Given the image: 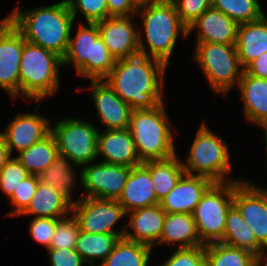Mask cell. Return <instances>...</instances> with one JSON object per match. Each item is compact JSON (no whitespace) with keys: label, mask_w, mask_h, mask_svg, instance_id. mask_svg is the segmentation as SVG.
Here are the masks:
<instances>
[{"label":"cell","mask_w":267,"mask_h":266,"mask_svg":"<svg viewBox=\"0 0 267 266\" xmlns=\"http://www.w3.org/2000/svg\"><path fill=\"white\" fill-rule=\"evenodd\" d=\"M167 67L162 61L139 53L116 60L104 80L133 110L153 109L164 104Z\"/></svg>","instance_id":"1"},{"label":"cell","mask_w":267,"mask_h":266,"mask_svg":"<svg viewBox=\"0 0 267 266\" xmlns=\"http://www.w3.org/2000/svg\"><path fill=\"white\" fill-rule=\"evenodd\" d=\"M6 18L27 42L41 46L63 59L75 21L66 0L28 11L15 7Z\"/></svg>","instance_id":"2"},{"label":"cell","mask_w":267,"mask_h":266,"mask_svg":"<svg viewBox=\"0 0 267 266\" xmlns=\"http://www.w3.org/2000/svg\"><path fill=\"white\" fill-rule=\"evenodd\" d=\"M137 14L141 15L145 34L143 38L142 31H139L140 54L158 59L170 66V58L179 35L184 38L188 36V28L181 21L175 4L168 0L161 4L141 7L138 8Z\"/></svg>","instance_id":"3"},{"label":"cell","mask_w":267,"mask_h":266,"mask_svg":"<svg viewBox=\"0 0 267 266\" xmlns=\"http://www.w3.org/2000/svg\"><path fill=\"white\" fill-rule=\"evenodd\" d=\"M167 114L165 103L153 109L132 110L129 130L142 162L165 160L177 154Z\"/></svg>","instance_id":"4"},{"label":"cell","mask_w":267,"mask_h":266,"mask_svg":"<svg viewBox=\"0 0 267 266\" xmlns=\"http://www.w3.org/2000/svg\"><path fill=\"white\" fill-rule=\"evenodd\" d=\"M61 65L63 66L62 58L57 54L24 39L20 60L19 95L38 102L53 96L59 87Z\"/></svg>","instance_id":"5"},{"label":"cell","mask_w":267,"mask_h":266,"mask_svg":"<svg viewBox=\"0 0 267 266\" xmlns=\"http://www.w3.org/2000/svg\"><path fill=\"white\" fill-rule=\"evenodd\" d=\"M78 26L76 35L69 39L62 64L73 65L81 77L103 80L111 72L116 60L100 38L97 23H80Z\"/></svg>","instance_id":"6"},{"label":"cell","mask_w":267,"mask_h":266,"mask_svg":"<svg viewBox=\"0 0 267 266\" xmlns=\"http://www.w3.org/2000/svg\"><path fill=\"white\" fill-rule=\"evenodd\" d=\"M226 144L203 122L195 134L187 159L182 161L185 173L204 176L213 182L241 181L225 178L232 171L231 155Z\"/></svg>","instance_id":"7"},{"label":"cell","mask_w":267,"mask_h":266,"mask_svg":"<svg viewBox=\"0 0 267 266\" xmlns=\"http://www.w3.org/2000/svg\"><path fill=\"white\" fill-rule=\"evenodd\" d=\"M193 59L214 93L226 96L232 87L238 86L244 69L240 68L236 45L196 42Z\"/></svg>","instance_id":"8"},{"label":"cell","mask_w":267,"mask_h":266,"mask_svg":"<svg viewBox=\"0 0 267 266\" xmlns=\"http://www.w3.org/2000/svg\"><path fill=\"white\" fill-rule=\"evenodd\" d=\"M232 206L233 181L214 182L203 194L192 213L203 245L223 240L227 213Z\"/></svg>","instance_id":"9"},{"label":"cell","mask_w":267,"mask_h":266,"mask_svg":"<svg viewBox=\"0 0 267 266\" xmlns=\"http://www.w3.org/2000/svg\"><path fill=\"white\" fill-rule=\"evenodd\" d=\"M98 131L92 122L72 117L63 118L51 126L59 154L69 158L77 167L97 160Z\"/></svg>","instance_id":"10"},{"label":"cell","mask_w":267,"mask_h":266,"mask_svg":"<svg viewBox=\"0 0 267 266\" xmlns=\"http://www.w3.org/2000/svg\"><path fill=\"white\" fill-rule=\"evenodd\" d=\"M72 214L80 231L125 235L127 225H123L121 231L114 230L115 224L127 216L117 200L82 197L72 203Z\"/></svg>","instance_id":"11"},{"label":"cell","mask_w":267,"mask_h":266,"mask_svg":"<svg viewBox=\"0 0 267 266\" xmlns=\"http://www.w3.org/2000/svg\"><path fill=\"white\" fill-rule=\"evenodd\" d=\"M94 163L83 165L80 171V182L86 193L76 200L82 197L118 200L131 168L103 161Z\"/></svg>","instance_id":"12"},{"label":"cell","mask_w":267,"mask_h":266,"mask_svg":"<svg viewBox=\"0 0 267 266\" xmlns=\"http://www.w3.org/2000/svg\"><path fill=\"white\" fill-rule=\"evenodd\" d=\"M250 181H233V205L267 249V190Z\"/></svg>","instance_id":"13"},{"label":"cell","mask_w":267,"mask_h":266,"mask_svg":"<svg viewBox=\"0 0 267 266\" xmlns=\"http://www.w3.org/2000/svg\"><path fill=\"white\" fill-rule=\"evenodd\" d=\"M23 35L5 17L0 20V87L13 99L19 95Z\"/></svg>","instance_id":"14"},{"label":"cell","mask_w":267,"mask_h":266,"mask_svg":"<svg viewBox=\"0 0 267 266\" xmlns=\"http://www.w3.org/2000/svg\"><path fill=\"white\" fill-rule=\"evenodd\" d=\"M134 16L108 17L97 23L100 38L115 60L138 55L139 31L131 19Z\"/></svg>","instance_id":"15"},{"label":"cell","mask_w":267,"mask_h":266,"mask_svg":"<svg viewBox=\"0 0 267 266\" xmlns=\"http://www.w3.org/2000/svg\"><path fill=\"white\" fill-rule=\"evenodd\" d=\"M11 156L40 142L51 133L47 117L37 113L17 114L1 132Z\"/></svg>","instance_id":"16"},{"label":"cell","mask_w":267,"mask_h":266,"mask_svg":"<svg viewBox=\"0 0 267 266\" xmlns=\"http://www.w3.org/2000/svg\"><path fill=\"white\" fill-rule=\"evenodd\" d=\"M97 117L104 124L106 130L126 129L130 125L132 108L124 102L103 80H89Z\"/></svg>","instance_id":"17"},{"label":"cell","mask_w":267,"mask_h":266,"mask_svg":"<svg viewBox=\"0 0 267 266\" xmlns=\"http://www.w3.org/2000/svg\"><path fill=\"white\" fill-rule=\"evenodd\" d=\"M213 183L207 177L185 173L159 204L166 213L192 214L203 194Z\"/></svg>","instance_id":"18"},{"label":"cell","mask_w":267,"mask_h":266,"mask_svg":"<svg viewBox=\"0 0 267 266\" xmlns=\"http://www.w3.org/2000/svg\"><path fill=\"white\" fill-rule=\"evenodd\" d=\"M97 151L98 157H103V162L129 168L142 163L129 128L105 130L102 133L98 131Z\"/></svg>","instance_id":"19"},{"label":"cell","mask_w":267,"mask_h":266,"mask_svg":"<svg viewBox=\"0 0 267 266\" xmlns=\"http://www.w3.org/2000/svg\"><path fill=\"white\" fill-rule=\"evenodd\" d=\"M187 28L188 36L197 28L196 42L236 45L238 24L212 7L204 11Z\"/></svg>","instance_id":"20"},{"label":"cell","mask_w":267,"mask_h":266,"mask_svg":"<svg viewBox=\"0 0 267 266\" xmlns=\"http://www.w3.org/2000/svg\"><path fill=\"white\" fill-rule=\"evenodd\" d=\"M127 214L130 215L128 224L133 230L127 228L124 238L154 248L161 238L166 215L160 204L135 209Z\"/></svg>","instance_id":"21"},{"label":"cell","mask_w":267,"mask_h":266,"mask_svg":"<svg viewBox=\"0 0 267 266\" xmlns=\"http://www.w3.org/2000/svg\"><path fill=\"white\" fill-rule=\"evenodd\" d=\"M117 201L126 213L160 203L149 170L142 163L131 168L123 192Z\"/></svg>","instance_id":"22"},{"label":"cell","mask_w":267,"mask_h":266,"mask_svg":"<svg viewBox=\"0 0 267 266\" xmlns=\"http://www.w3.org/2000/svg\"><path fill=\"white\" fill-rule=\"evenodd\" d=\"M236 50L241 68L267 52V16L238 25Z\"/></svg>","instance_id":"23"},{"label":"cell","mask_w":267,"mask_h":266,"mask_svg":"<svg viewBox=\"0 0 267 266\" xmlns=\"http://www.w3.org/2000/svg\"><path fill=\"white\" fill-rule=\"evenodd\" d=\"M72 213V202L49 184L39 182L27 208L19 215L61 219Z\"/></svg>","instance_id":"24"},{"label":"cell","mask_w":267,"mask_h":266,"mask_svg":"<svg viewBox=\"0 0 267 266\" xmlns=\"http://www.w3.org/2000/svg\"><path fill=\"white\" fill-rule=\"evenodd\" d=\"M238 87L246 119L255 125L267 121V79L243 71Z\"/></svg>","instance_id":"25"},{"label":"cell","mask_w":267,"mask_h":266,"mask_svg":"<svg viewBox=\"0 0 267 266\" xmlns=\"http://www.w3.org/2000/svg\"><path fill=\"white\" fill-rule=\"evenodd\" d=\"M179 244L177 248L203 246L200 242L193 214L166 213L164 226L158 245Z\"/></svg>","instance_id":"26"},{"label":"cell","mask_w":267,"mask_h":266,"mask_svg":"<svg viewBox=\"0 0 267 266\" xmlns=\"http://www.w3.org/2000/svg\"><path fill=\"white\" fill-rule=\"evenodd\" d=\"M221 243L251 252L258 258L266 251L234 205L227 213L225 232Z\"/></svg>","instance_id":"27"},{"label":"cell","mask_w":267,"mask_h":266,"mask_svg":"<svg viewBox=\"0 0 267 266\" xmlns=\"http://www.w3.org/2000/svg\"><path fill=\"white\" fill-rule=\"evenodd\" d=\"M142 164L149 170L157 199L160 201L174 189L185 174L182 160L178 155L165 160H148Z\"/></svg>","instance_id":"28"},{"label":"cell","mask_w":267,"mask_h":266,"mask_svg":"<svg viewBox=\"0 0 267 266\" xmlns=\"http://www.w3.org/2000/svg\"><path fill=\"white\" fill-rule=\"evenodd\" d=\"M121 238L122 234L79 231L75 250L88 266H96L93 260L102 259L103 262Z\"/></svg>","instance_id":"29"},{"label":"cell","mask_w":267,"mask_h":266,"mask_svg":"<svg viewBox=\"0 0 267 266\" xmlns=\"http://www.w3.org/2000/svg\"><path fill=\"white\" fill-rule=\"evenodd\" d=\"M58 154L56 140L50 133L40 142L20 151L16 158L26 168L30 175L39 176L55 161Z\"/></svg>","instance_id":"30"},{"label":"cell","mask_w":267,"mask_h":266,"mask_svg":"<svg viewBox=\"0 0 267 266\" xmlns=\"http://www.w3.org/2000/svg\"><path fill=\"white\" fill-rule=\"evenodd\" d=\"M152 249L146 244L123 237L107 258L96 266H148Z\"/></svg>","instance_id":"31"},{"label":"cell","mask_w":267,"mask_h":266,"mask_svg":"<svg viewBox=\"0 0 267 266\" xmlns=\"http://www.w3.org/2000/svg\"><path fill=\"white\" fill-rule=\"evenodd\" d=\"M73 163L69 158L58 154L55 161L48 166L38 177L43 184L51 185L55 191L65 195L72 203V188L76 183V172L73 171Z\"/></svg>","instance_id":"32"},{"label":"cell","mask_w":267,"mask_h":266,"mask_svg":"<svg viewBox=\"0 0 267 266\" xmlns=\"http://www.w3.org/2000/svg\"><path fill=\"white\" fill-rule=\"evenodd\" d=\"M206 266H258V257L221 242L205 245Z\"/></svg>","instance_id":"33"},{"label":"cell","mask_w":267,"mask_h":266,"mask_svg":"<svg viewBox=\"0 0 267 266\" xmlns=\"http://www.w3.org/2000/svg\"><path fill=\"white\" fill-rule=\"evenodd\" d=\"M260 5L259 0H212V8L238 25L259 20L265 14Z\"/></svg>","instance_id":"34"},{"label":"cell","mask_w":267,"mask_h":266,"mask_svg":"<svg viewBox=\"0 0 267 266\" xmlns=\"http://www.w3.org/2000/svg\"><path fill=\"white\" fill-rule=\"evenodd\" d=\"M79 231V225L73 214L59 219L49 248L75 249Z\"/></svg>","instance_id":"35"},{"label":"cell","mask_w":267,"mask_h":266,"mask_svg":"<svg viewBox=\"0 0 267 266\" xmlns=\"http://www.w3.org/2000/svg\"><path fill=\"white\" fill-rule=\"evenodd\" d=\"M66 2L74 19L79 12L83 14L87 23H98L110 17L107 0H66Z\"/></svg>","instance_id":"36"},{"label":"cell","mask_w":267,"mask_h":266,"mask_svg":"<svg viewBox=\"0 0 267 266\" xmlns=\"http://www.w3.org/2000/svg\"><path fill=\"white\" fill-rule=\"evenodd\" d=\"M30 173L17 160L12 157L0 169V189L10 198L15 189L25 180Z\"/></svg>","instance_id":"37"},{"label":"cell","mask_w":267,"mask_h":266,"mask_svg":"<svg viewBox=\"0 0 267 266\" xmlns=\"http://www.w3.org/2000/svg\"><path fill=\"white\" fill-rule=\"evenodd\" d=\"M39 177L30 175L14 190L12 196L9 198L15 209L6 214V216H18L27 208L33 195L36 193L39 185Z\"/></svg>","instance_id":"38"},{"label":"cell","mask_w":267,"mask_h":266,"mask_svg":"<svg viewBox=\"0 0 267 266\" xmlns=\"http://www.w3.org/2000/svg\"><path fill=\"white\" fill-rule=\"evenodd\" d=\"M160 266H206L205 245L177 248Z\"/></svg>","instance_id":"39"},{"label":"cell","mask_w":267,"mask_h":266,"mask_svg":"<svg viewBox=\"0 0 267 266\" xmlns=\"http://www.w3.org/2000/svg\"><path fill=\"white\" fill-rule=\"evenodd\" d=\"M181 21L188 27L204 11L212 7V0H171Z\"/></svg>","instance_id":"40"},{"label":"cell","mask_w":267,"mask_h":266,"mask_svg":"<svg viewBox=\"0 0 267 266\" xmlns=\"http://www.w3.org/2000/svg\"><path fill=\"white\" fill-rule=\"evenodd\" d=\"M59 219L34 217L29 223V233L35 242L49 249Z\"/></svg>","instance_id":"41"},{"label":"cell","mask_w":267,"mask_h":266,"mask_svg":"<svg viewBox=\"0 0 267 266\" xmlns=\"http://www.w3.org/2000/svg\"><path fill=\"white\" fill-rule=\"evenodd\" d=\"M51 266H83L86 264L75 249H47Z\"/></svg>","instance_id":"42"},{"label":"cell","mask_w":267,"mask_h":266,"mask_svg":"<svg viewBox=\"0 0 267 266\" xmlns=\"http://www.w3.org/2000/svg\"><path fill=\"white\" fill-rule=\"evenodd\" d=\"M108 15L116 16H137L138 8L133 0H107Z\"/></svg>","instance_id":"43"},{"label":"cell","mask_w":267,"mask_h":266,"mask_svg":"<svg viewBox=\"0 0 267 266\" xmlns=\"http://www.w3.org/2000/svg\"><path fill=\"white\" fill-rule=\"evenodd\" d=\"M244 72L258 78L267 79V52L250 62Z\"/></svg>","instance_id":"44"},{"label":"cell","mask_w":267,"mask_h":266,"mask_svg":"<svg viewBox=\"0 0 267 266\" xmlns=\"http://www.w3.org/2000/svg\"><path fill=\"white\" fill-rule=\"evenodd\" d=\"M11 158L8 147L5 143L4 137L0 132V169Z\"/></svg>","instance_id":"45"},{"label":"cell","mask_w":267,"mask_h":266,"mask_svg":"<svg viewBox=\"0 0 267 266\" xmlns=\"http://www.w3.org/2000/svg\"><path fill=\"white\" fill-rule=\"evenodd\" d=\"M166 1H168V0H133L135 6L137 8L161 4V3L166 2Z\"/></svg>","instance_id":"46"},{"label":"cell","mask_w":267,"mask_h":266,"mask_svg":"<svg viewBox=\"0 0 267 266\" xmlns=\"http://www.w3.org/2000/svg\"><path fill=\"white\" fill-rule=\"evenodd\" d=\"M264 252L259 258H258V266H267V254ZM263 261V263H262ZM262 263V264H261Z\"/></svg>","instance_id":"47"},{"label":"cell","mask_w":267,"mask_h":266,"mask_svg":"<svg viewBox=\"0 0 267 266\" xmlns=\"http://www.w3.org/2000/svg\"><path fill=\"white\" fill-rule=\"evenodd\" d=\"M259 126H261L264 130V134L263 135H265L264 136V138H265V143H266V152H267V121H264V122H262V123H260L259 124ZM267 158V157H266Z\"/></svg>","instance_id":"48"}]
</instances>
